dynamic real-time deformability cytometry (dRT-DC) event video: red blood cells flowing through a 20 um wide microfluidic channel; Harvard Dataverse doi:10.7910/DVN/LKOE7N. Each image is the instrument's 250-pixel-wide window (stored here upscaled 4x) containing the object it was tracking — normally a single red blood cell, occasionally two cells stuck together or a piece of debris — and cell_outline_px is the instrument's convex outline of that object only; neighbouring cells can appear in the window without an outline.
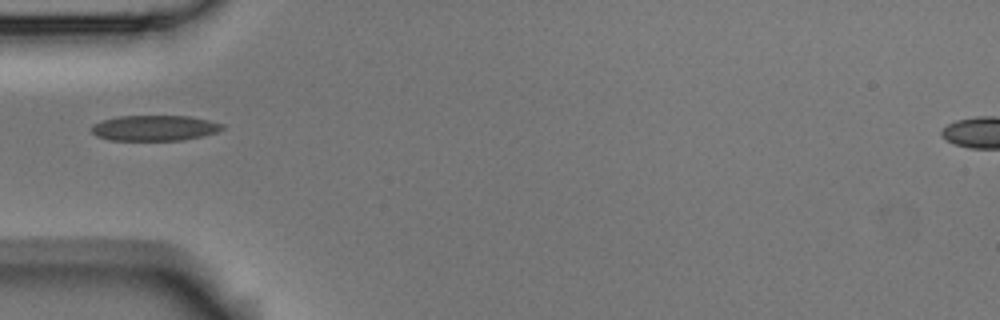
{"species": "Egyptian fruit bat (a non-hibernating species)", "species_latin": "Rousettus aegyptiacus", "temperature_condition": "room temperature", "stored_images_in_passage": 37, "camera_frame_rate_fps": 3000, "um_per_image_px": 0.085, "animal": {"sex": "male"}, "frame": {"image": 1, "passage_image": 1, "time_ms": 0.0, "image_size_px": [1000, 320], "cell_outline_px": [[224, 128], [216, 132], [204, 136], [184, 140], [112, 140], [96, 136], [92, 132], [92, 124], [100, 120], [116, 116], [188, 116], [208, 120], [224, 124]], "centroid_in_image_um": [13.13, 10.88], "position_along_channel_um": 71.9, "area_um2": 19.54}}
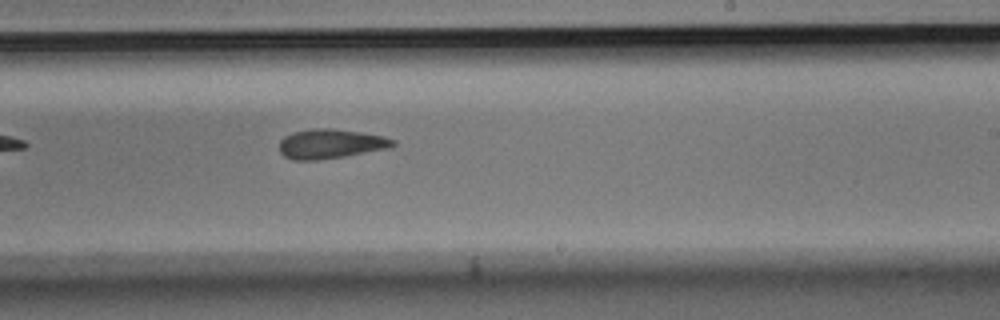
{"frame": {"image": 2, "passage_image": 16, "time_ms": 5.0, "image_size_px": [1000, 320], "cell_outline_px": [[396, 144], [388, 148], [344, 156], [316, 160], [292, 160], [284, 156], [280, 152], [280, 140], [284, 136], [292, 132], [312, 128], [332, 128], [360, 132], [384, 136], [396, 140]], "centroid_in_image_um": [28.08, 12.21], "position_along_channel_um": 260.9, "area_um2": 19.54}}
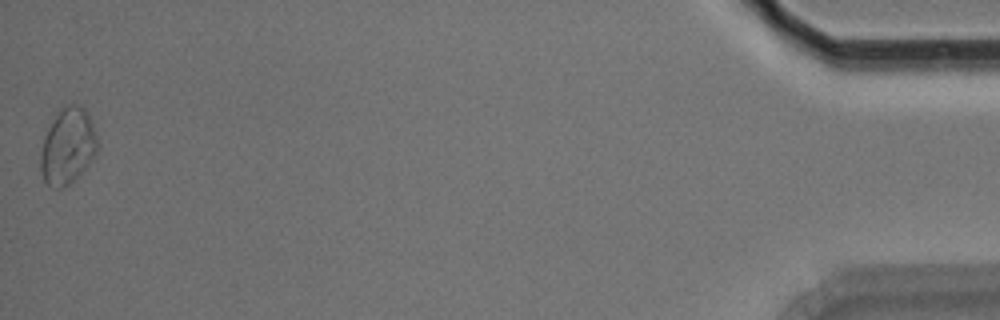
{"frame": {"image": 3, "passage_image": 37, "time_ms": 12.0, "image_size_px": [1000, 320], "cell_outline_px": [[100, 144], [96, 152], [88, 164], [68, 184], [60, 188], [52, 188], [44, 180], [40, 172], [40, 152], [44, 136], [48, 128], [56, 116], [68, 104], [80, 104], [84, 108], [92, 124]], "centroid_in_image_um": [5.75, 12.44], "position_along_channel_um": 429.5, "area_um2": 24.8}}